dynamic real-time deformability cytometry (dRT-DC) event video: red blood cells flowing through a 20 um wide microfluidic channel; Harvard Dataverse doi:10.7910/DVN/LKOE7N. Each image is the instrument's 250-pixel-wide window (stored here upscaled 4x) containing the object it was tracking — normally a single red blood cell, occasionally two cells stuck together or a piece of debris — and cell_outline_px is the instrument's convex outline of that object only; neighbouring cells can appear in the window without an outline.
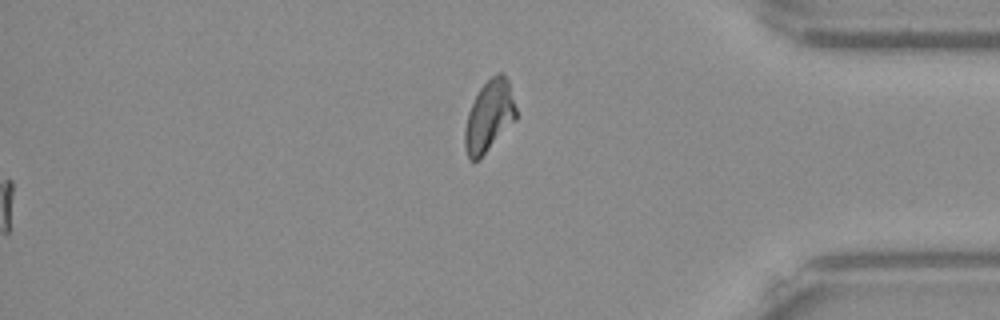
{"species": "Egyptian fruit bat (a non-hibernating species)", "species_latin": "Rousettus aegyptiacus", "temperature_condition": "warm", "stored_images_in_passage": 40, "segment_of_instrument_passage": [2, 2], "camera_frame_rate_fps": 3000, "um_per_image_px": 0.085, "frame": {"image": 1, "passage_image": 40, "time_ms": 13.0, "image_size_px": [1000, 320], "cell_outline_px": [[516, 120], [480, 160], [468, 160], [464, 148], [464, 132], [468, 112], [480, 88], [496, 72], [500, 72], [508, 80], [516, 108]], "centroid_in_image_um": [41.57, 9.93], "position_along_channel_um": 393.6, "area_um2": 21.39}}